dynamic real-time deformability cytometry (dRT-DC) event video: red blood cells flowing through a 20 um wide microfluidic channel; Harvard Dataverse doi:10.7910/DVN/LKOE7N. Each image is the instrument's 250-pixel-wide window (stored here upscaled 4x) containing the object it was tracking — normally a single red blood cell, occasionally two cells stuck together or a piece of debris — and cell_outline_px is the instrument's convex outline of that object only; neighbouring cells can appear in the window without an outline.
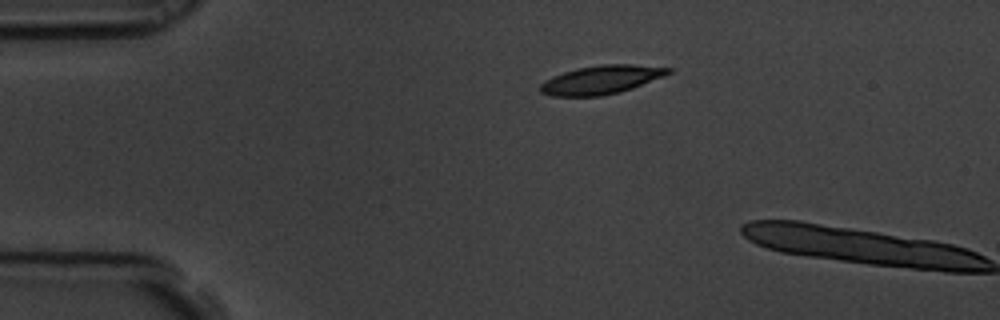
{"species": "common noctule bat (a hibernating species)", "species_latin": "Nyctalus noctula", "temperature_condition": "room temperature", "stored_images_in_passage": 2, "camera_frame_rate_fps": 3000, "um_per_image_px": 0.085, "animal": {"sex": "male", "body_mass_g": 19.5, "forearm_length_mm": 54.6}, "frame": {"image": 1, "passage_image": 1, "time_ms": 0.0, "image_size_px": [1000, 320], "cell_outline_px": [[672, 72], [664, 76], [632, 88], [620, 92], [600, 96], [552, 96], [540, 92], [540, 84], [544, 80], [552, 76], [576, 68], [600, 64], [632, 64], [672, 68]], "centroid_in_image_um": [51.09, 6.77], "position_along_channel_um": 33.9, "area_um2": 21.39}}